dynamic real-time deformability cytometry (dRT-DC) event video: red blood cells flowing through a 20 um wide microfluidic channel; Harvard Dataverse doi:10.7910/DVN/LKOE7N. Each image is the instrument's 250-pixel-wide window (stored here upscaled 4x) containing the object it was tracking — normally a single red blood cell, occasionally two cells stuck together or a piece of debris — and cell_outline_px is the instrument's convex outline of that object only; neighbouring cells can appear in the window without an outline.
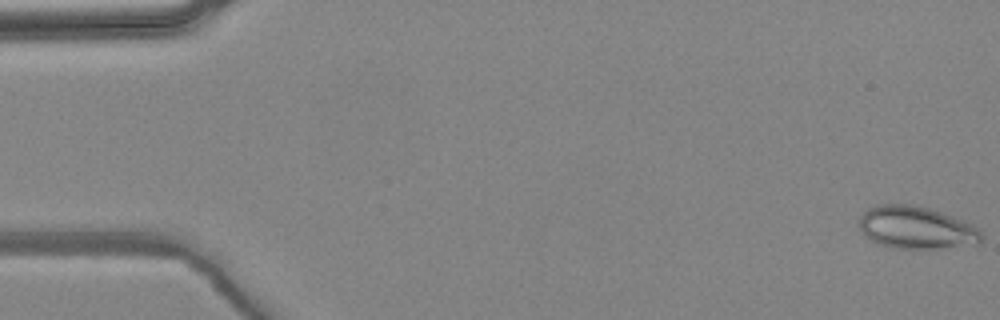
{"species": "common noctule bat (a hibernating species)", "species_latin": "Nyctalus noctula", "temperature_condition": "warm", "stored_images_in_passage": 5, "camera_frame_rate_fps": 3000, "um_per_image_px": 0.085, "animal": {"sex": "female", "body_mass_g": 24.6, "forearm_length_mm": 56.2}, "frame": {"image": 1, "passage_image": 1, "time_ms": 0.0, "image_size_px": [1000, 320], "cell_outline_px": [[984, 236], [980, 244], [944, 248], [896, 248], [880, 244], [864, 236], [856, 224], [860, 216], [868, 208], [880, 204], [912, 204], [928, 208], [952, 216], [972, 224]], "centroid_in_image_um": [77.86, 19.35], "position_along_channel_um": 7.1, "area_um2": 30.46}}